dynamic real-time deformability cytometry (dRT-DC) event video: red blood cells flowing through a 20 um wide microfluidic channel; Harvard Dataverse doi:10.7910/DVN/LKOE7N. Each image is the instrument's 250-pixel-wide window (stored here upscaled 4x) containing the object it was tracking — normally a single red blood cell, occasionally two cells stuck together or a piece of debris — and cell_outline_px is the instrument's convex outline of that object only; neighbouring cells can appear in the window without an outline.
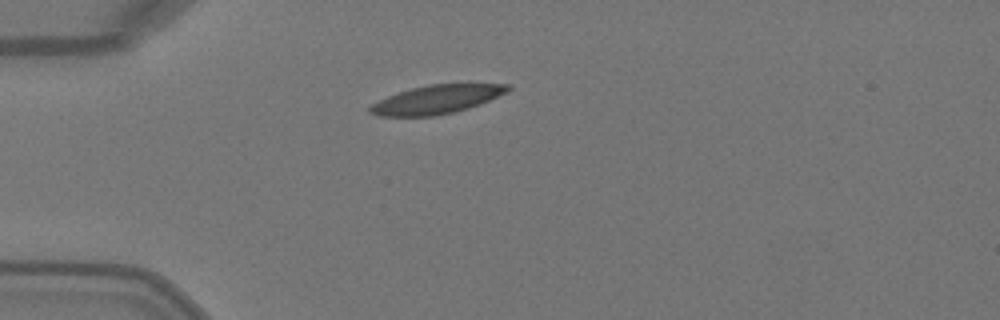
{"species": "Egyptian fruit bat (a non-hibernating species)", "species_latin": "Rousettus aegyptiacus", "temperature_condition": "warm", "stored_images_in_passage": 1, "camera_frame_rate_fps": 3000, "um_per_image_px": 0.085, "animal": {"sex": "female"}, "frame": {"image": 1, "passage_image": 1, "time_ms": 0.0, "image_size_px": [1000, 320], "cell_outline_px": [[512, 88], [508, 92], [480, 104], [468, 108], [452, 112], [432, 116], [376, 116], [368, 112], [368, 108], [372, 104], [388, 96], [412, 88], [428, 84], [508, 84]], "centroid_in_image_um": [37.11, 8.45], "position_along_channel_um": 47.9, "area_um2": 22.77}}